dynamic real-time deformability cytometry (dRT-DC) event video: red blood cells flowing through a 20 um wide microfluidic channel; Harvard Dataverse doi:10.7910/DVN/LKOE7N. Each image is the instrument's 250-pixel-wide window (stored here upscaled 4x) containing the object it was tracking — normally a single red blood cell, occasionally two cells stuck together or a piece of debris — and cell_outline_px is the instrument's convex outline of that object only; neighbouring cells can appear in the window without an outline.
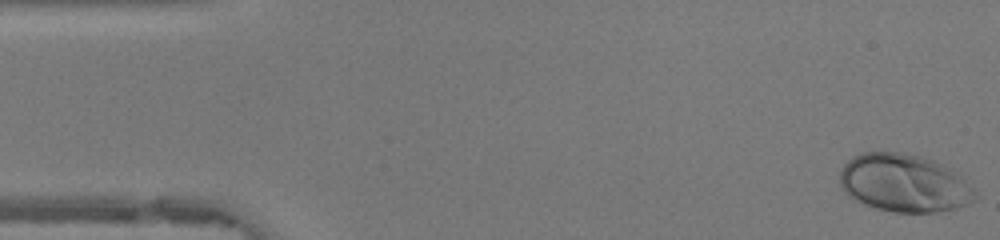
{"species": "human", "species_latin": "Homo sapiens", "temperature_condition": "warm", "stored_images_in_passage": 48, "camera_frame_rate_fps": 3000, "um_per_image_px": 0.085, "donor": {"sex": "female"}, "frame": {"image": 1, "passage_image": 1, "time_ms": 0.0, "image_size_px": [1000, 240], "cell_outline_px": [[980, 196], [976, 200], [968, 204], [956, 208], [936, 212], [892, 212], [876, 208], [864, 204], [848, 196], [844, 192], [840, 184], [840, 168], [852, 156], [860, 152], [900, 152], [920, 156], [932, 160], [956, 172], [976, 188]], "centroid_in_image_um": [76.87, 15.57], "position_along_channel_um": 8.1, "area_um2": 46.12}}
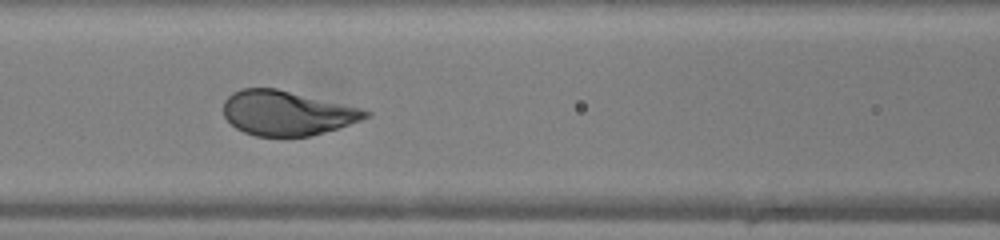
{"frame": {"image": 2, "passage_image": 20, "time_ms": 6.333, "image_size_px": [1000, 240], "cell_outline_px": [[372, 116], [336, 128], [308, 136], [256, 136], [244, 132], [236, 128], [224, 116], [224, 100], [232, 92], [240, 88], [276, 88], [360, 108], [372, 112]], "centroid_in_image_um": [24.35, 9.6], "position_along_channel_um": 142.2, "area_um2": 36.59}}
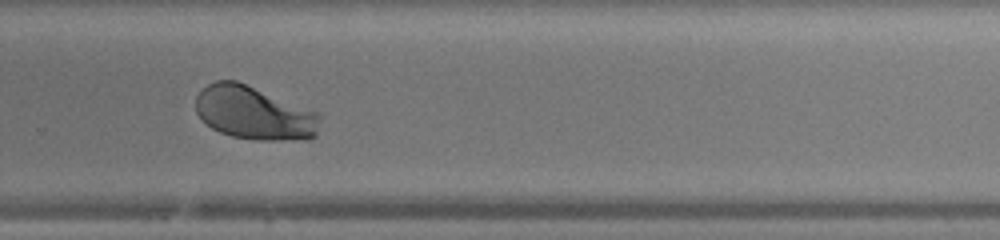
{"frame": {"image": 3, "passage_image": 32, "time_ms": 10.333, "image_size_px": [1000, 240], "cell_outline_px": [[320, 116], [316, 136], [308, 140], [256, 140], [232, 136], [220, 132], [212, 128], [196, 112], [196, 96], [208, 84], [216, 80], [236, 80], [320, 112]], "centroid_in_image_um": [21.64, 9.61], "position_along_channel_um": 308.2, "area_um2": 38.78}, "authors_computed_cell_mechanics": {"area_um2": 38.8705, "velocity_mm_per_s": 4.161, "shape_relaxation_time_tau1_ms": 1.8515, "shape_relaxation_time_tau2_ms": null, "deformation_change_tau1": 0.1602, "deformation_change_tau2": null}}